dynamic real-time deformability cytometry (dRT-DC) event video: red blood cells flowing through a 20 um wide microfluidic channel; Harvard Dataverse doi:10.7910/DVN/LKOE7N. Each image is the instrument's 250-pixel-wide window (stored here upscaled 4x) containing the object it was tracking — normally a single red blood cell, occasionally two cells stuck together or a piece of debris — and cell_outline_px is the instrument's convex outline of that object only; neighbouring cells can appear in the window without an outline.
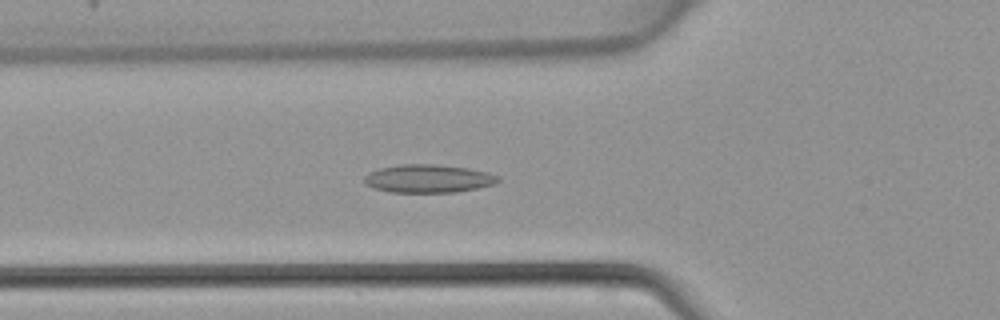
{"species": "common noctule bat (a hibernating species)", "species_latin": "Nyctalus noctula", "temperature_condition": "warm", "stored_images_in_passage": 45, "camera_frame_rate_fps": 3000, "um_per_image_px": 0.085, "animal": {"sex": "female", "body_mass_g": 22.7, "forearm_length_mm": 54.2}, "frame": {"image": 1, "passage_image": 16, "time_ms": 5.0, "image_size_px": [1000, 320], "cell_outline_px": [[500, 180], [492, 184], [476, 188], [456, 192], [392, 192], [372, 188], [364, 184], [364, 176], [368, 172], [380, 168], [400, 164], [436, 164], [468, 168], [488, 172], [500, 176]], "centroid_in_image_um": [36.37, 15.17], "position_along_channel_um": 89.4, "area_um2": 22.02}}
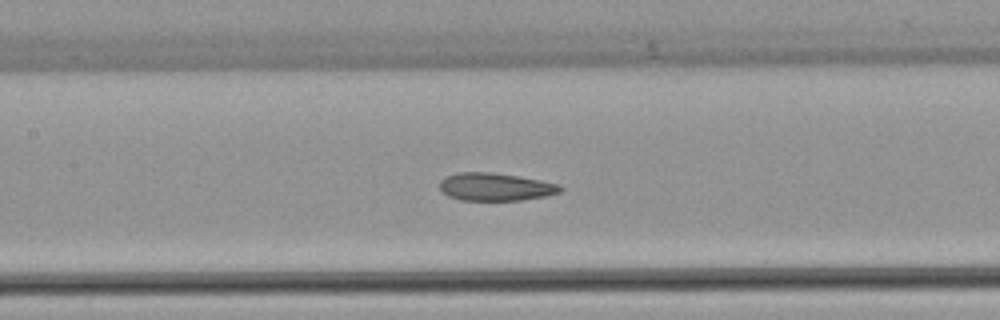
{"frame": {"image": 2, "passage_image": 21, "time_ms": 6.667, "image_size_px": [1000, 320], "cell_outline_px": [[564, 188], [560, 192], [544, 196], [520, 200], [460, 200], [448, 196], [440, 188], [440, 180], [448, 176], [460, 172], [488, 172], [520, 176], [560, 184]], "centroid_in_image_um": [42.13, 15.88], "position_along_channel_um": 165.3, "area_um2": 19.42}}
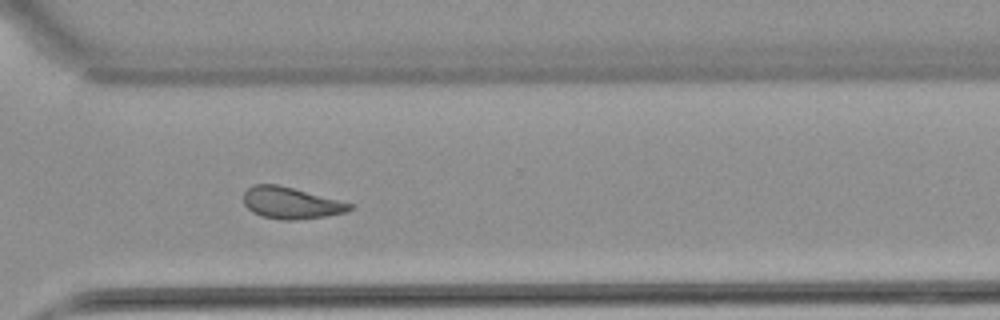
{"frame": {"image": 3, "passage_image": 33, "time_ms": 10.667, "image_size_px": [1000, 320], "cell_outline_px": [[352, 208], [348, 212], [324, 216], [296, 220], [280, 220], [264, 216], [252, 212], [244, 204], [244, 192], [252, 184], [280, 184], [352, 204]], "centroid_in_image_um": [24.7, 17.24], "position_along_channel_um": 345.9, "area_um2": 19.48}}